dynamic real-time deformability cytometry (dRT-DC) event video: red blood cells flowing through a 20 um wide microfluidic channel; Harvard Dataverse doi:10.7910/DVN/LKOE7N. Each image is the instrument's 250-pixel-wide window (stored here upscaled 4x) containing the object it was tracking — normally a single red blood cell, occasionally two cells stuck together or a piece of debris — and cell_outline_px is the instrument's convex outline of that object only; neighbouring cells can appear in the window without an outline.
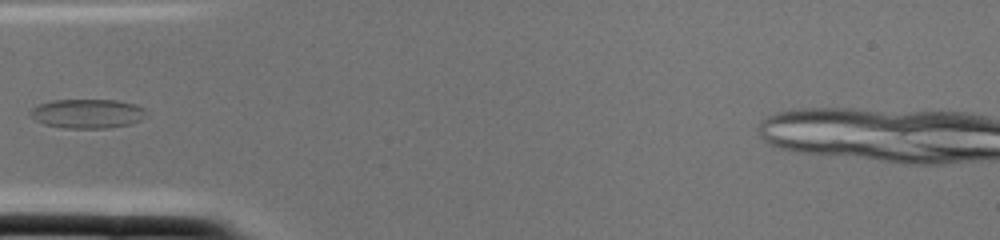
{"species": "common noctule bat (a hibernating species)", "species_latin": "Nyctalus noctula", "temperature_condition": "cold", "stored_images_in_passage": 3, "camera_frame_rate_fps": 3000, "um_per_image_px": 0.085, "animal": {"sex": "female", "body_mass_g": 22.0, "forearm_length_mm": 56.7}, "frame": {"image": 1, "passage_image": 2, "time_ms": 0.333, "image_size_px": [1000, 240], "cell_outline_px": [[144, 112], [140, 120], [132, 124], [108, 128], [64, 128], [44, 124], [36, 120], [28, 112], [36, 104], [52, 100], [116, 100], [136, 104], [144, 108]], "centroid_in_image_um": [7.39, 9.65], "position_along_channel_um": 77.6, "area_um2": 19.77}}